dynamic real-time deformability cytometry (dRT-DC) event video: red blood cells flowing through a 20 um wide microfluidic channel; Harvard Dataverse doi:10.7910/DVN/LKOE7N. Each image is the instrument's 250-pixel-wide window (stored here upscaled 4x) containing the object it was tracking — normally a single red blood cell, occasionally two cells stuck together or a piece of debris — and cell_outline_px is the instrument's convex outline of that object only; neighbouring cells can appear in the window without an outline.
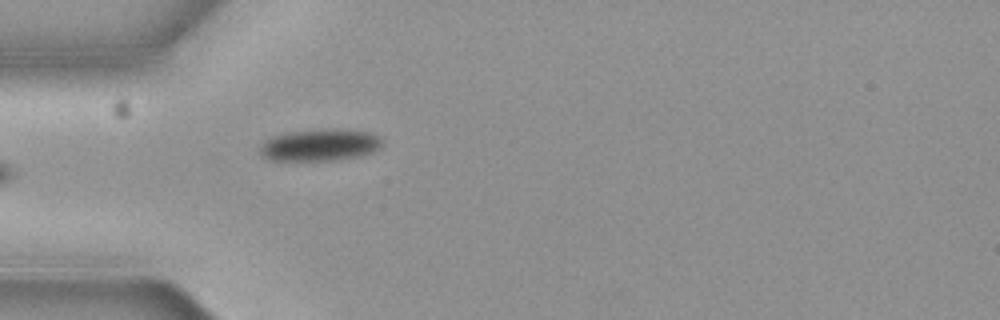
{"species": "common noctule bat (a hibernating species)", "species_latin": "Nyctalus noctula", "temperature_condition": "cold", "stored_images_in_passage": 6, "camera_frame_rate_fps": 3000, "um_per_image_px": 0.085, "animal": {"sex": "female", "body_mass_g": 19.3, "forearm_length_mm": 54.1}, "frame": {"image": 1, "passage_image": 6, "time_ms": 1.667, "image_size_px": [1000, 320], "cell_outline_px": [[380, 144], [372, 152], [360, 156], [332, 160], [272, 160], [264, 156], [260, 152], [260, 144], [264, 140], [272, 136], [284, 132], [320, 128], [344, 128], [368, 132], [380, 136]], "centroid_in_image_um": [27.15, 12.29], "position_along_channel_um": 57.8, "area_um2": 22.95}}